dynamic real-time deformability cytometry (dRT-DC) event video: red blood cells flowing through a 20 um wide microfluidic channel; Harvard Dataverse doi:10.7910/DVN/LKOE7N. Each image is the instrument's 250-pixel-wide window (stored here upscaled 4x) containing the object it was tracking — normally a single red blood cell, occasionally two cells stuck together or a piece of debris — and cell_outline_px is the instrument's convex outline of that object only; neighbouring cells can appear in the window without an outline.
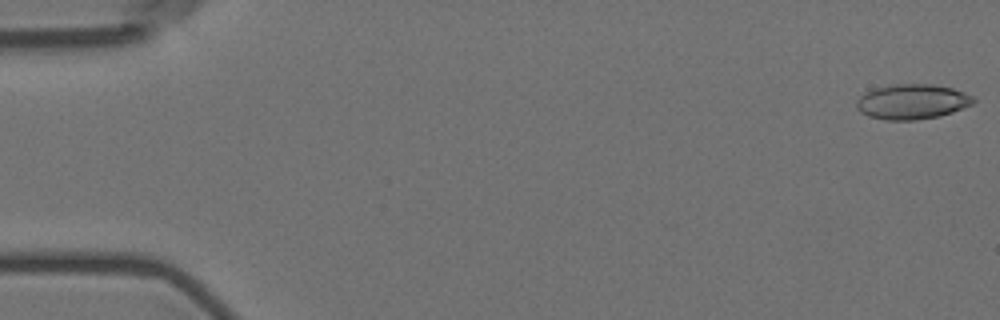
{"species": "Egyptian fruit bat (a non-hibernating species)", "species_latin": "Rousettus aegyptiacus", "temperature_condition": "room temperature", "stored_images_in_passage": 7, "camera_frame_rate_fps": 3000, "um_per_image_px": 0.085, "animal": {"sex": "female"}, "frame": {"image": 1, "passage_image": 1, "time_ms": 0.0, "image_size_px": [1000, 320], "cell_outline_px": [[976, 100], [972, 104], [964, 108], [940, 116], [916, 120], [884, 120], [868, 116], [860, 112], [856, 108], [856, 100], [864, 92], [888, 84], [932, 84], [952, 88], [964, 92], [972, 96]], "centroid_in_image_um": [77.51, 8.64], "position_along_channel_um": 7.5, "area_um2": 24.1}}
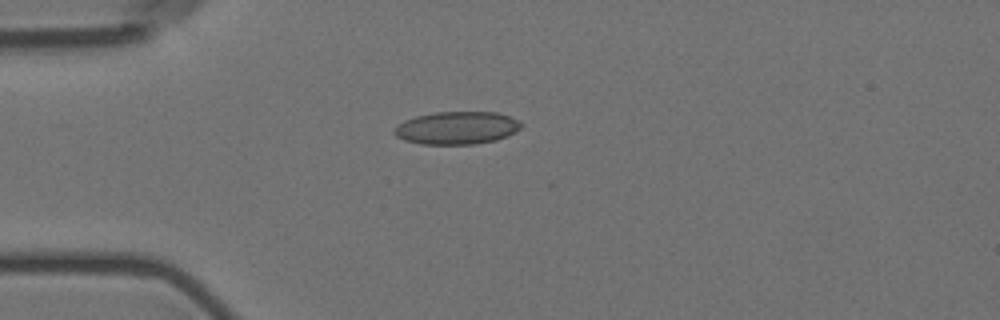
{"frame": {"image": 2, "passage_image": 5, "time_ms": 4.667, "image_size_px": [1000, 320], "cell_outline_px": [[524, 124], [516, 132], [508, 136], [496, 140], [476, 144], [420, 144], [404, 140], [396, 136], [392, 132], [404, 120], [416, 116], [436, 112], [496, 112], [520, 120]], "centroid_in_image_um": [38.87, 10.87], "position_along_channel_um": 46.1, "area_um2": 24.33}}
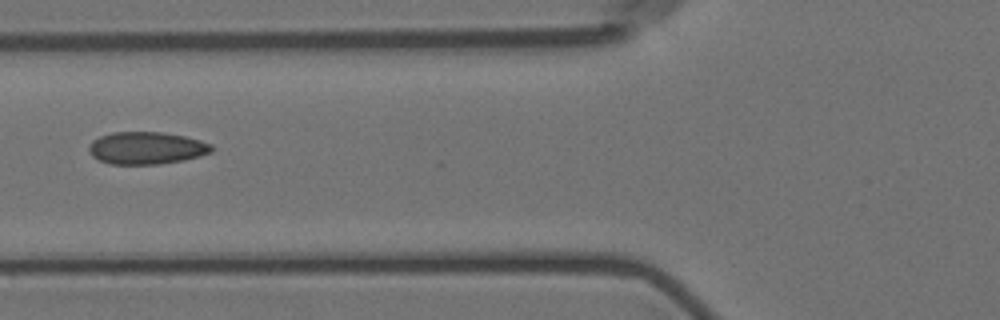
{"frame": {"image": 3, "passage_image": 7, "time_ms": 7.0, "image_size_px": [1000, 320], "cell_outline_px": [[212, 152], [200, 156], [184, 160], [160, 164], [108, 164], [92, 156], [88, 148], [92, 140], [100, 136], [112, 132], [160, 132], [184, 136], [200, 140], [212, 144]], "centroid_in_image_um": [12.45, 12.58], "position_along_channel_um": 113.4, "area_um2": 23.18}}